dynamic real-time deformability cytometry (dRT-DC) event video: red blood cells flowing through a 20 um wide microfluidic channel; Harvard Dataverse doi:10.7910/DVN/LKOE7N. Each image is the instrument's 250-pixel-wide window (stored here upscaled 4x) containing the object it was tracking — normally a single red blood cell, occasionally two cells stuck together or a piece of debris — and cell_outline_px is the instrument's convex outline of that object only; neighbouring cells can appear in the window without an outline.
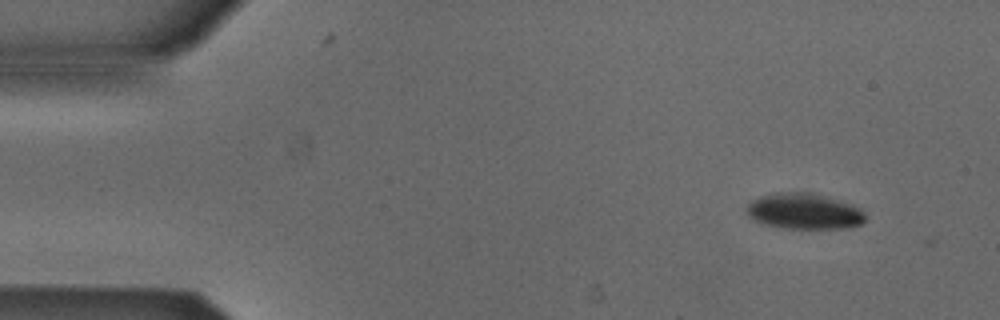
{"species": "Egyptian fruit bat (a non-hibernating species)", "species_latin": "Rousettus aegyptiacus", "temperature_condition": "cold", "stored_images_in_passage": 9, "camera_frame_rate_fps": 3000, "um_per_image_px": 0.085, "animal": {"sex": "male"}, "frame": {"image": 1, "passage_image": 1, "time_ms": 0.0, "image_size_px": [1000, 320], "cell_outline_px": [[864, 220], [860, 224], [852, 228], [784, 228], [764, 224], [748, 216], [744, 212], [744, 208], [752, 200], [760, 196], [772, 192], [804, 192], [852, 204], [860, 208], [864, 212]], "centroid_in_image_um": [68.29, 17.96], "position_along_channel_um": 16.7, "area_um2": 24.68}}